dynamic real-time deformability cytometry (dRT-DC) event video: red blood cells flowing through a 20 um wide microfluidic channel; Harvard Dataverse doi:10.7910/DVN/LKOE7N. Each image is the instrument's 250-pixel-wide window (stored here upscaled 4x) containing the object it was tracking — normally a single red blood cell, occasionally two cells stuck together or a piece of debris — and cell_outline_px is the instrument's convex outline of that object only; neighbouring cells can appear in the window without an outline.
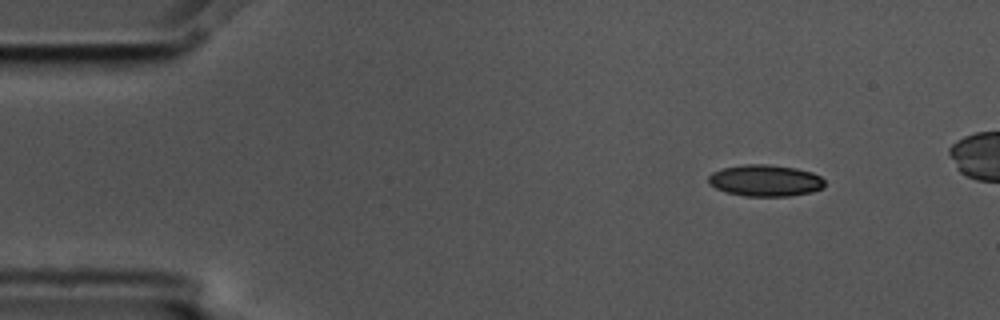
{"species": "common noctule bat (a hibernating species)", "species_latin": "Nyctalus noctula", "temperature_condition": "cold", "stored_images_in_passage": 9, "camera_frame_rate_fps": 3000, "um_per_image_px": 0.085, "animal": {"sex": "male", "body_mass_g": 17.5, "forearm_length_mm": 52.3}, "frame": {"image": 1, "passage_image": 1, "time_ms": 0.0, "image_size_px": [1000, 320], "cell_outline_px": [[824, 188], [812, 192], [788, 196], [744, 196], [724, 192], [708, 184], [708, 176], [712, 172], [724, 168], [744, 164], [768, 164], [796, 168], [812, 172], [820, 176], [824, 180]], "centroid_in_image_um": [65.04, 15.35], "position_along_channel_um": 20.0, "area_um2": 21.56}}